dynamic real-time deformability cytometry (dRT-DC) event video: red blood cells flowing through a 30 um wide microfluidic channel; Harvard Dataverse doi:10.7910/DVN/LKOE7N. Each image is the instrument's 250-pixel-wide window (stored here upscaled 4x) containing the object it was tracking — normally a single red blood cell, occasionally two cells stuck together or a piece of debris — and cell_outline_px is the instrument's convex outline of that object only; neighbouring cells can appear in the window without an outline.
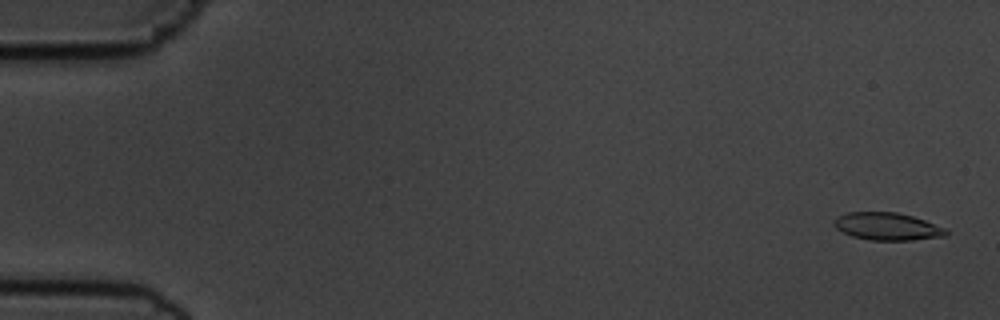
{"species": "common noctule bat (a hibernating species)", "species_latin": "Nyctalus noctula", "temperature_condition": "cold", "stored_images_in_passage": 56, "camera_frame_rate_fps": 3000, "um_per_image_px": 0.085, "animal": {"sex": "male", "body_mass_g": 19.5, "forearm_length_mm": 54.6}, "frame": {"image": 1, "passage_image": 2, "time_ms": 0.333, "image_size_px": [1000, 320], "cell_outline_px": [[948, 236], [912, 240], [868, 240], [852, 236], [836, 228], [832, 224], [832, 220], [836, 216], [848, 212], [896, 212], [912, 216], [948, 228]], "centroid_in_image_um": [75.42, 19.25], "position_along_channel_um": 9.6, "area_um2": 18.21}}
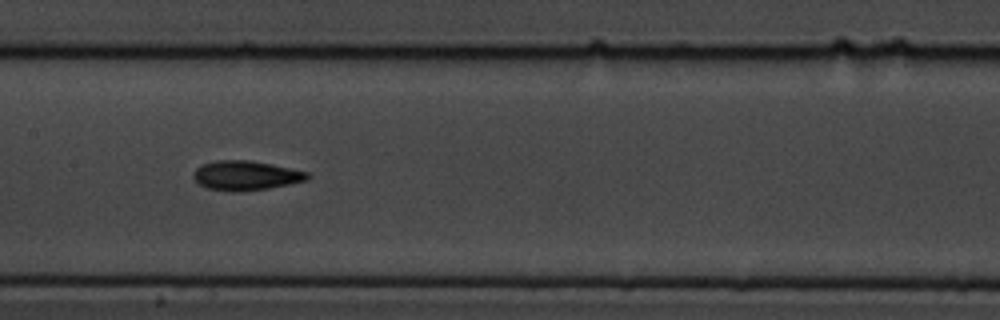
{"frame": {"image": 2, "passage_image": 28, "time_ms": 9.0, "image_size_px": [1000, 320], "cell_outline_px": [[312, 176], [308, 180], [268, 188], [240, 192], [232, 192], [208, 188], [200, 184], [192, 176], [192, 172], [196, 168], [204, 164], [216, 160], [252, 160], [272, 164], [308, 172]], "centroid_in_image_um": [20.91, 14.91], "position_along_channel_um": 186.5, "area_um2": 19.65}}
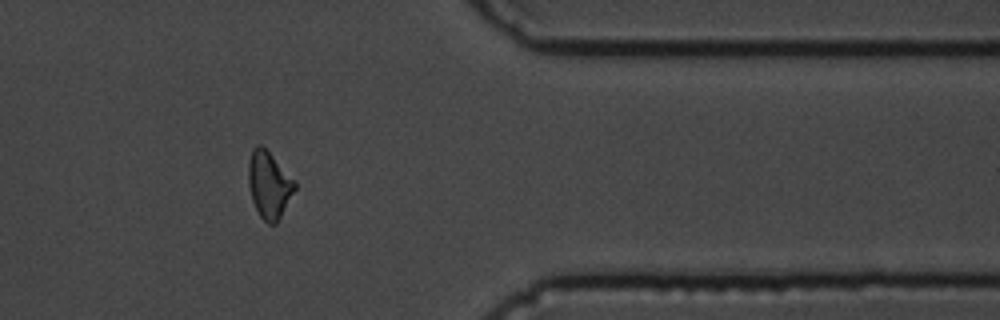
{"frame": {"image": 3, "passage_image": 46, "time_ms": 15.0, "image_size_px": [1000, 320], "cell_outline_px": [[296, 188], [276, 224], [268, 224], [260, 216], [252, 200], [248, 184], [248, 164], [252, 148], [256, 144], [260, 144], [296, 180]], "centroid_in_image_um": [22.86, 15.7], "position_along_channel_um": 388.5, "area_um2": 17.98}, "authors_computed_cell_mechanics": {"area_um2": 18.0336, "velocity_mm_per_s": 3.6332, "shape_relaxation_time_tau1_ms": 9.5242, "shape_relaxation_time_tau2_ms": 6.2046, "deformation_change_tau1": 0.209, "deformation_change_tau2": 0.1405}}